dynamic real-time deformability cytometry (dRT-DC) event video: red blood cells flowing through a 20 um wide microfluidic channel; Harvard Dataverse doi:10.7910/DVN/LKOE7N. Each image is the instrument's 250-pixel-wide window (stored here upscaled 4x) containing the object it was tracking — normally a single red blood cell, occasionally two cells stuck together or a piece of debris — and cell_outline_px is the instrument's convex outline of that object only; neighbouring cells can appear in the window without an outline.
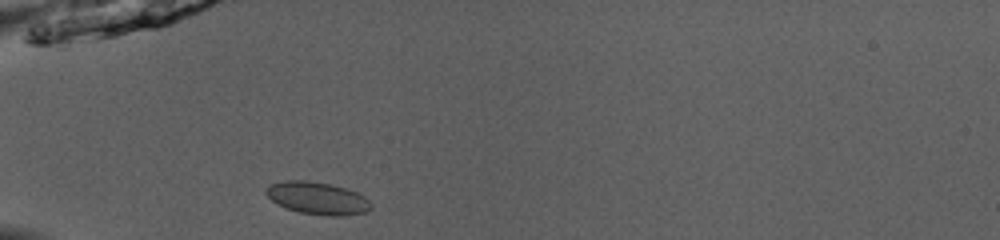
{"species": "common noctule bat (a hibernating species)", "species_latin": "Nyctalus noctula", "temperature_condition": "room temperature", "stored_images_in_passage": 34, "camera_frame_rate_fps": 3000, "um_per_image_px": 0.085, "animal": {"sex": "male", "body_mass_g": 13.0, "forearm_length_mm": 53.1}, "frame": {"image": 1, "passage_image": 1, "time_ms": 0.0, "image_size_px": [1000, 240], "cell_outline_px": [[372, 208], [364, 212], [344, 216], [328, 216], [300, 212], [276, 204], [264, 192], [264, 188], [272, 184], [284, 180], [308, 180], [328, 184], [344, 188], [356, 192], [364, 196], [372, 204]], "centroid_in_image_um": [26.97, 16.84], "position_along_channel_um": 58.0, "area_um2": 19.77}}
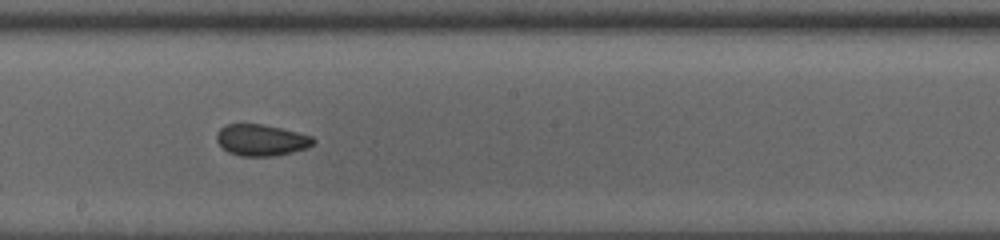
{"frame": {"image": 2, "passage_image": 14, "time_ms": 4.333, "image_size_px": [1000, 240], "cell_outline_px": [[316, 140], [308, 148], [276, 156], [240, 156], [228, 152], [216, 140], [216, 132], [220, 128], [228, 124], [260, 124], [280, 128], [312, 136]], "centroid_in_image_um": [22.2, 11.91], "position_along_channel_um": 226.0, "area_um2": 17.63}}
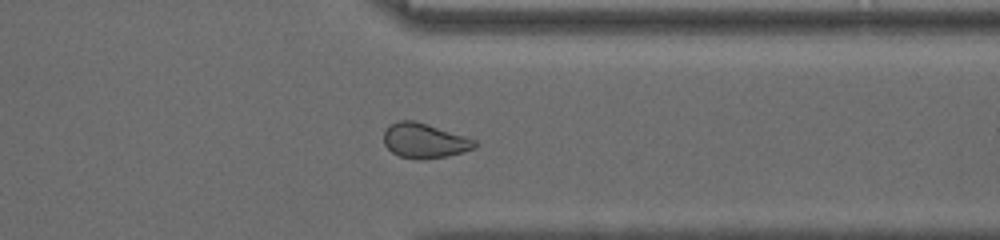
{"frame": {"image": 3, "passage_image": 25, "time_ms": 8.0, "image_size_px": [1000, 240], "cell_outline_px": [[476, 148], [448, 156], [400, 156], [392, 152], [384, 144], [384, 132], [392, 124], [400, 120], [416, 120], [476, 140]], "centroid_in_image_um": [36.09, 11.91], "position_along_channel_um": 375.3, "area_um2": 17.63}, "authors_computed_cell_mechanics": {"area_um2": 18.3804, "velocity_mm_per_s": 4.0839, "shape_relaxation_time_tau1_ms": 8.8796, "shape_relaxation_time_tau2_ms": 1.3901, "deformation_change_tau1": 0.1192, "deformation_change_tau2": 0.0455}}